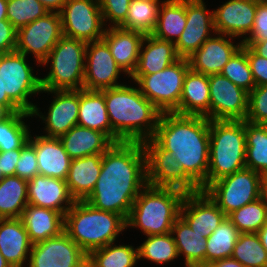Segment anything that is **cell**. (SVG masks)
I'll return each mask as SVG.
<instances>
[{
  "label": "cell",
  "mask_w": 267,
  "mask_h": 267,
  "mask_svg": "<svg viewBox=\"0 0 267 267\" xmlns=\"http://www.w3.org/2000/svg\"><path fill=\"white\" fill-rule=\"evenodd\" d=\"M146 185V155L142 142H117L102 154L100 175L84 201L127 220L133 202Z\"/></svg>",
  "instance_id": "6da1fadb"
},
{
  "label": "cell",
  "mask_w": 267,
  "mask_h": 267,
  "mask_svg": "<svg viewBox=\"0 0 267 267\" xmlns=\"http://www.w3.org/2000/svg\"><path fill=\"white\" fill-rule=\"evenodd\" d=\"M153 139L174 153L183 171L200 187L207 188L209 119L203 116L161 113Z\"/></svg>",
  "instance_id": "7a4b0ae2"
},
{
  "label": "cell",
  "mask_w": 267,
  "mask_h": 267,
  "mask_svg": "<svg viewBox=\"0 0 267 267\" xmlns=\"http://www.w3.org/2000/svg\"><path fill=\"white\" fill-rule=\"evenodd\" d=\"M111 123V140L144 142L153 138L161 112L138 87L120 85L101 90Z\"/></svg>",
  "instance_id": "3957f363"
},
{
  "label": "cell",
  "mask_w": 267,
  "mask_h": 267,
  "mask_svg": "<svg viewBox=\"0 0 267 267\" xmlns=\"http://www.w3.org/2000/svg\"><path fill=\"white\" fill-rule=\"evenodd\" d=\"M125 229L126 220L121 215L98 210L86 201H75L64 215V232L87 255L116 242Z\"/></svg>",
  "instance_id": "277c9868"
},
{
  "label": "cell",
  "mask_w": 267,
  "mask_h": 267,
  "mask_svg": "<svg viewBox=\"0 0 267 267\" xmlns=\"http://www.w3.org/2000/svg\"><path fill=\"white\" fill-rule=\"evenodd\" d=\"M185 194L177 188L147 184L133 202L126 228H140L146 236L171 232Z\"/></svg>",
  "instance_id": "5b68a950"
},
{
  "label": "cell",
  "mask_w": 267,
  "mask_h": 267,
  "mask_svg": "<svg viewBox=\"0 0 267 267\" xmlns=\"http://www.w3.org/2000/svg\"><path fill=\"white\" fill-rule=\"evenodd\" d=\"M209 166L207 187L245 166V120H209Z\"/></svg>",
  "instance_id": "8992f818"
},
{
  "label": "cell",
  "mask_w": 267,
  "mask_h": 267,
  "mask_svg": "<svg viewBox=\"0 0 267 267\" xmlns=\"http://www.w3.org/2000/svg\"><path fill=\"white\" fill-rule=\"evenodd\" d=\"M86 45L82 40L63 36L42 62L50 64L41 78L42 90H81L84 86Z\"/></svg>",
  "instance_id": "52a82bcc"
},
{
  "label": "cell",
  "mask_w": 267,
  "mask_h": 267,
  "mask_svg": "<svg viewBox=\"0 0 267 267\" xmlns=\"http://www.w3.org/2000/svg\"><path fill=\"white\" fill-rule=\"evenodd\" d=\"M189 69L188 60L180 58L157 73L132 74L130 79L161 113L179 114L182 87Z\"/></svg>",
  "instance_id": "ba28073f"
},
{
  "label": "cell",
  "mask_w": 267,
  "mask_h": 267,
  "mask_svg": "<svg viewBox=\"0 0 267 267\" xmlns=\"http://www.w3.org/2000/svg\"><path fill=\"white\" fill-rule=\"evenodd\" d=\"M264 176L244 168L212 182L204 191L226 214L262 197Z\"/></svg>",
  "instance_id": "9c48e42d"
},
{
  "label": "cell",
  "mask_w": 267,
  "mask_h": 267,
  "mask_svg": "<svg viewBox=\"0 0 267 267\" xmlns=\"http://www.w3.org/2000/svg\"><path fill=\"white\" fill-rule=\"evenodd\" d=\"M28 57L17 51L0 56V77L3 79L7 96L22 110L32 113L37 106L28 98L41 93V77L34 75V69L27 64Z\"/></svg>",
  "instance_id": "30bf717a"
},
{
  "label": "cell",
  "mask_w": 267,
  "mask_h": 267,
  "mask_svg": "<svg viewBox=\"0 0 267 267\" xmlns=\"http://www.w3.org/2000/svg\"><path fill=\"white\" fill-rule=\"evenodd\" d=\"M142 144L146 155L147 184L173 187L185 193L200 191V187L183 171L174 153L164 150L153 138Z\"/></svg>",
  "instance_id": "8fae6325"
},
{
  "label": "cell",
  "mask_w": 267,
  "mask_h": 267,
  "mask_svg": "<svg viewBox=\"0 0 267 267\" xmlns=\"http://www.w3.org/2000/svg\"><path fill=\"white\" fill-rule=\"evenodd\" d=\"M59 13L63 36L86 43L103 38L106 28L98 0H67Z\"/></svg>",
  "instance_id": "7c38bea8"
},
{
  "label": "cell",
  "mask_w": 267,
  "mask_h": 267,
  "mask_svg": "<svg viewBox=\"0 0 267 267\" xmlns=\"http://www.w3.org/2000/svg\"><path fill=\"white\" fill-rule=\"evenodd\" d=\"M62 37L60 13L48 12L17 30L15 51L25 56L32 54L40 66Z\"/></svg>",
  "instance_id": "4fadbf2b"
},
{
  "label": "cell",
  "mask_w": 267,
  "mask_h": 267,
  "mask_svg": "<svg viewBox=\"0 0 267 267\" xmlns=\"http://www.w3.org/2000/svg\"><path fill=\"white\" fill-rule=\"evenodd\" d=\"M209 120H245L248 92L221 74L209 75Z\"/></svg>",
  "instance_id": "5bb4252c"
},
{
  "label": "cell",
  "mask_w": 267,
  "mask_h": 267,
  "mask_svg": "<svg viewBox=\"0 0 267 267\" xmlns=\"http://www.w3.org/2000/svg\"><path fill=\"white\" fill-rule=\"evenodd\" d=\"M88 255L64 231L32 245L29 267H87Z\"/></svg>",
  "instance_id": "9a60e30c"
},
{
  "label": "cell",
  "mask_w": 267,
  "mask_h": 267,
  "mask_svg": "<svg viewBox=\"0 0 267 267\" xmlns=\"http://www.w3.org/2000/svg\"><path fill=\"white\" fill-rule=\"evenodd\" d=\"M121 72L124 73L102 39L87 43L84 89L101 91L120 86L122 83L117 80Z\"/></svg>",
  "instance_id": "2e32d148"
},
{
  "label": "cell",
  "mask_w": 267,
  "mask_h": 267,
  "mask_svg": "<svg viewBox=\"0 0 267 267\" xmlns=\"http://www.w3.org/2000/svg\"><path fill=\"white\" fill-rule=\"evenodd\" d=\"M43 92L54 94L47 115H43L37 106L31 114L45 123V136L60 138L78 125L79 90H41Z\"/></svg>",
  "instance_id": "e0dca14e"
},
{
  "label": "cell",
  "mask_w": 267,
  "mask_h": 267,
  "mask_svg": "<svg viewBox=\"0 0 267 267\" xmlns=\"http://www.w3.org/2000/svg\"><path fill=\"white\" fill-rule=\"evenodd\" d=\"M211 32L215 34L213 10L209 12L204 0H186V25L175 43L178 56L190 57L212 36Z\"/></svg>",
  "instance_id": "ac0fdd59"
},
{
  "label": "cell",
  "mask_w": 267,
  "mask_h": 267,
  "mask_svg": "<svg viewBox=\"0 0 267 267\" xmlns=\"http://www.w3.org/2000/svg\"><path fill=\"white\" fill-rule=\"evenodd\" d=\"M259 0H228L213 10L215 33L230 37L249 36L254 24L256 7Z\"/></svg>",
  "instance_id": "d6986e66"
},
{
  "label": "cell",
  "mask_w": 267,
  "mask_h": 267,
  "mask_svg": "<svg viewBox=\"0 0 267 267\" xmlns=\"http://www.w3.org/2000/svg\"><path fill=\"white\" fill-rule=\"evenodd\" d=\"M180 216L193 231L209 237L227 215L205 191L186 193L180 208Z\"/></svg>",
  "instance_id": "ffe728a7"
},
{
  "label": "cell",
  "mask_w": 267,
  "mask_h": 267,
  "mask_svg": "<svg viewBox=\"0 0 267 267\" xmlns=\"http://www.w3.org/2000/svg\"><path fill=\"white\" fill-rule=\"evenodd\" d=\"M233 38L219 33L212 35L187 58L190 69L205 75L220 74L232 55L242 46V42L235 45Z\"/></svg>",
  "instance_id": "44dd1931"
},
{
  "label": "cell",
  "mask_w": 267,
  "mask_h": 267,
  "mask_svg": "<svg viewBox=\"0 0 267 267\" xmlns=\"http://www.w3.org/2000/svg\"><path fill=\"white\" fill-rule=\"evenodd\" d=\"M27 191L28 204L52 209L63 215L75 202L69 193L66 180L36 175L28 181Z\"/></svg>",
  "instance_id": "7402d4cb"
},
{
  "label": "cell",
  "mask_w": 267,
  "mask_h": 267,
  "mask_svg": "<svg viewBox=\"0 0 267 267\" xmlns=\"http://www.w3.org/2000/svg\"><path fill=\"white\" fill-rule=\"evenodd\" d=\"M28 142L35 148L39 175L66 180L72 159L60 139L30 133Z\"/></svg>",
  "instance_id": "603a6c76"
},
{
  "label": "cell",
  "mask_w": 267,
  "mask_h": 267,
  "mask_svg": "<svg viewBox=\"0 0 267 267\" xmlns=\"http://www.w3.org/2000/svg\"><path fill=\"white\" fill-rule=\"evenodd\" d=\"M144 34L121 27H107L102 40L108 45L117 65L128 78L133 74L139 58V50Z\"/></svg>",
  "instance_id": "cb8c5ba5"
},
{
  "label": "cell",
  "mask_w": 267,
  "mask_h": 267,
  "mask_svg": "<svg viewBox=\"0 0 267 267\" xmlns=\"http://www.w3.org/2000/svg\"><path fill=\"white\" fill-rule=\"evenodd\" d=\"M32 245L21 218L0 219V252L11 267L29 261Z\"/></svg>",
  "instance_id": "d4e9b609"
},
{
  "label": "cell",
  "mask_w": 267,
  "mask_h": 267,
  "mask_svg": "<svg viewBox=\"0 0 267 267\" xmlns=\"http://www.w3.org/2000/svg\"><path fill=\"white\" fill-rule=\"evenodd\" d=\"M146 44V45H145ZM175 43L145 35L139 50V58L133 74H154L179 60Z\"/></svg>",
  "instance_id": "484cf974"
},
{
  "label": "cell",
  "mask_w": 267,
  "mask_h": 267,
  "mask_svg": "<svg viewBox=\"0 0 267 267\" xmlns=\"http://www.w3.org/2000/svg\"><path fill=\"white\" fill-rule=\"evenodd\" d=\"M21 219L32 244L56 237L64 231V215L52 209L28 204Z\"/></svg>",
  "instance_id": "4316f807"
},
{
  "label": "cell",
  "mask_w": 267,
  "mask_h": 267,
  "mask_svg": "<svg viewBox=\"0 0 267 267\" xmlns=\"http://www.w3.org/2000/svg\"><path fill=\"white\" fill-rule=\"evenodd\" d=\"M101 166L102 154L72 159L66 183L75 201H84L92 193Z\"/></svg>",
  "instance_id": "83f0119b"
},
{
  "label": "cell",
  "mask_w": 267,
  "mask_h": 267,
  "mask_svg": "<svg viewBox=\"0 0 267 267\" xmlns=\"http://www.w3.org/2000/svg\"><path fill=\"white\" fill-rule=\"evenodd\" d=\"M59 139L71 159L104 154L114 144L105 133L79 125Z\"/></svg>",
  "instance_id": "f1b7e54d"
},
{
  "label": "cell",
  "mask_w": 267,
  "mask_h": 267,
  "mask_svg": "<svg viewBox=\"0 0 267 267\" xmlns=\"http://www.w3.org/2000/svg\"><path fill=\"white\" fill-rule=\"evenodd\" d=\"M209 105V75L189 69L184 78L179 114L203 116L209 119Z\"/></svg>",
  "instance_id": "f546056e"
},
{
  "label": "cell",
  "mask_w": 267,
  "mask_h": 267,
  "mask_svg": "<svg viewBox=\"0 0 267 267\" xmlns=\"http://www.w3.org/2000/svg\"><path fill=\"white\" fill-rule=\"evenodd\" d=\"M78 125L103 132L111 139V123L102 91L79 90Z\"/></svg>",
  "instance_id": "4dcf8cb0"
},
{
  "label": "cell",
  "mask_w": 267,
  "mask_h": 267,
  "mask_svg": "<svg viewBox=\"0 0 267 267\" xmlns=\"http://www.w3.org/2000/svg\"><path fill=\"white\" fill-rule=\"evenodd\" d=\"M171 234L177 246L178 255L184 256L185 267L206 265L207 237L193 231L181 216L175 220Z\"/></svg>",
  "instance_id": "1f68e13d"
},
{
  "label": "cell",
  "mask_w": 267,
  "mask_h": 267,
  "mask_svg": "<svg viewBox=\"0 0 267 267\" xmlns=\"http://www.w3.org/2000/svg\"><path fill=\"white\" fill-rule=\"evenodd\" d=\"M186 25V0H168L161 4L157 25L151 34L155 38L176 43Z\"/></svg>",
  "instance_id": "d6a6232c"
},
{
  "label": "cell",
  "mask_w": 267,
  "mask_h": 267,
  "mask_svg": "<svg viewBox=\"0 0 267 267\" xmlns=\"http://www.w3.org/2000/svg\"><path fill=\"white\" fill-rule=\"evenodd\" d=\"M28 181L16 175L0 180V219L21 218L28 205Z\"/></svg>",
  "instance_id": "836d02e7"
},
{
  "label": "cell",
  "mask_w": 267,
  "mask_h": 267,
  "mask_svg": "<svg viewBox=\"0 0 267 267\" xmlns=\"http://www.w3.org/2000/svg\"><path fill=\"white\" fill-rule=\"evenodd\" d=\"M246 154L245 166L267 176V125L245 120Z\"/></svg>",
  "instance_id": "e575fe53"
},
{
  "label": "cell",
  "mask_w": 267,
  "mask_h": 267,
  "mask_svg": "<svg viewBox=\"0 0 267 267\" xmlns=\"http://www.w3.org/2000/svg\"><path fill=\"white\" fill-rule=\"evenodd\" d=\"M137 261L138 247L113 242L92 250L88 254L87 267H134Z\"/></svg>",
  "instance_id": "d590c367"
},
{
  "label": "cell",
  "mask_w": 267,
  "mask_h": 267,
  "mask_svg": "<svg viewBox=\"0 0 267 267\" xmlns=\"http://www.w3.org/2000/svg\"><path fill=\"white\" fill-rule=\"evenodd\" d=\"M27 117L33 118L31 113L20 111L0 120V151L20 149L28 141L31 131L24 122Z\"/></svg>",
  "instance_id": "8d00e7d4"
},
{
  "label": "cell",
  "mask_w": 267,
  "mask_h": 267,
  "mask_svg": "<svg viewBox=\"0 0 267 267\" xmlns=\"http://www.w3.org/2000/svg\"><path fill=\"white\" fill-rule=\"evenodd\" d=\"M161 4L131 0L126 19L118 27L151 35L157 25Z\"/></svg>",
  "instance_id": "74e56055"
},
{
  "label": "cell",
  "mask_w": 267,
  "mask_h": 267,
  "mask_svg": "<svg viewBox=\"0 0 267 267\" xmlns=\"http://www.w3.org/2000/svg\"><path fill=\"white\" fill-rule=\"evenodd\" d=\"M239 231L226 217L207 237L206 265L232 256Z\"/></svg>",
  "instance_id": "f35d334b"
},
{
  "label": "cell",
  "mask_w": 267,
  "mask_h": 267,
  "mask_svg": "<svg viewBox=\"0 0 267 267\" xmlns=\"http://www.w3.org/2000/svg\"><path fill=\"white\" fill-rule=\"evenodd\" d=\"M138 247V260L147 259L157 265L168 264L179 257L177 246L171 232L149 235Z\"/></svg>",
  "instance_id": "ab89813d"
},
{
  "label": "cell",
  "mask_w": 267,
  "mask_h": 267,
  "mask_svg": "<svg viewBox=\"0 0 267 267\" xmlns=\"http://www.w3.org/2000/svg\"><path fill=\"white\" fill-rule=\"evenodd\" d=\"M227 218L239 233H257L267 222V205L263 197L232 211Z\"/></svg>",
  "instance_id": "60d3db41"
},
{
  "label": "cell",
  "mask_w": 267,
  "mask_h": 267,
  "mask_svg": "<svg viewBox=\"0 0 267 267\" xmlns=\"http://www.w3.org/2000/svg\"><path fill=\"white\" fill-rule=\"evenodd\" d=\"M231 257L245 267H267V252L257 233H239Z\"/></svg>",
  "instance_id": "b9f144b4"
},
{
  "label": "cell",
  "mask_w": 267,
  "mask_h": 267,
  "mask_svg": "<svg viewBox=\"0 0 267 267\" xmlns=\"http://www.w3.org/2000/svg\"><path fill=\"white\" fill-rule=\"evenodd\" d=\"M220 74L248 93L255 87L247 59L246 44H242L232 55Z\"/></svg>",
  "instance_id": "7bdbcfd3"
},
{
  "label": "cell",
  "mask_w": 267,
  "mask_h": 267,
  "mask_svg": "<svg viewBox=\"0 0 267 267\" xmlns=\"http://www.w3.org/2000/svg\"><path fill=\"white\" fill-rule=\"evenodd\" d=\"M48 12L39 0H7V19L16 30Z\"/></svg>",
  "instance_id": "ee69618b"
},
{
  "label": "cell",
  "mask_w": 267,
  "mask_h": 267,
  "mask_svg": "<svg viewBox=\"0 0 267 267\" xmlns=\"http://www.w3.org/2000/svg\"><path fill=\"white\" fill-rule=\"evenodd\" d=\"M246 121L267 125V85L255 86L248 93Z\"/></svg>",
  "instance_id": "f6af8a7d"
},
{
  "label": "cell",
  "mask_w": 267,
  "mask_h": 267,
  "mask_svg": "<svg viewBox=\"0 0 267 267\" xmlns=\"http://www.w3.org/2000/svg\"><path fill=\"white\" fill-rule=\"evenodd\" d=\"M102 12L104 25L111 22L108 27H118L125 19L128 13V7L131 0H98Z\"/></svg>",
  "instance_id": "bcb514c9"
},
{
  "label": "cell",
  "mask_w": 267,
  "mask_h": 267,
  "mask_svg": "<svg viewBox=\"0 0 267 267\" xmlns=\"http://www.w3.org/2000/svg\"><path fill=\"white\" fill-rule=\"evenodd\" d=\"M15 175L27 181L39 175L36 151L28 141L21 147L20 158L15 167Z\"/></svg>",
  "instance_id": "7dc6e473"
},
{
  "label": "cell",
  "mask_w": 267,
  "mask_h": 267,
  "mask_svg": "<svg viewBox=\"0 0 267 267\" xmlns=\"http://www.w3.org/2000/svg\"><path fill=\"white\" fill-rule=\"evenodd\" d=\"M265 40H267V0L258 1L252 31L242 44Z\"/></svg>",
  "instance_id": "c3c4849f"
},
{
  "label": "cell",
  "mask_w": 267,
  "mask_h": 267,
  "mask_svg": "<svg viewBox=\"0 0 267 267\" xmlns=\"http://www.w3.org/2000/svg\"><path fill=\"white\" fill-rule=\"evenodd\" d=\"M246 54L255 86L267 85V58L259 56L247 45Z\"/></svg>",
  "instance_id": "681fc988"
},
{
  "label": "cell",
  "mask_w": 267,
  "mask_h": 267,
  "mask_svg": "<svg viewBox=\"0 0 267 267\" xmlns=\"http://www.w3.org/2000/svg\"><path fill=\"white\" fill-rule=\"evenodd\" d=\"M17 30L8 19L0 20V53L15 51Z\"/></svg>",
  "instance_id": "f907efd6"
},
{
  "label": "cell",
  "mask_w": 267,
  "mask_h": 267,
  "mask_svg": "<svg viewBox=\"0 0 267 267\" xmlns=\"http://www.w3.org/2000/svg\"><path fill=\"white\" fill-rule=\"evenodd\" d=\"M20 149L0 151V170L4 176L15 175L16 163L20 158Z\"/></svg>",
  "instance_id": "816d5d0a"
},
{
  "label": "cell",
  "mask_w": 267,
  "mask_h": 267,
  "mask_svg": "<svg viewBox=\"0 0 267 267\" xmlns=\"http://www.w3.org/2000/svg\"><path fill=\"white\" fill-rule=\"evenodd\" d=\"M0 105L4 107L9 113L22 111L6 94L4 91L3 79L0 77Z\"/></svg>",
  "instance_id": "f5cc1de1"
},
{
  "label": "cell",
  "mask_w": 267,
  "mask_h": 267,
  "mask_svg": "<svg viewBox=\"0 0 267 267\" xmlns=\"http://www.w3.org/2000/svg\"><path fill=\"white\" fill-rule=\"evenodd\" d=\"M49 12H60L67 0H39Z\"/></svg>",
  "instance_id": "db71d44e"
},
{
  "label": "cell",
  "mask_w": 267,
  "mask_h": 267,
  "mask_svg": "<svg viewBox=\"0 0 267 267\" xmlns=\"http://www.w3.org/2000/svg\"><path fill=\"white\" fill-rule=\"evenodd\" d=\"M246 45L249 46L259 56L267 58V40L259 42H247Z\"/></svg>",
  "instance_id": "11a10c76"
},
{
  "label": "cell",
  "mask_w": 267,
  "mask_h": 267,
  "mask_svg": "<svg viewBox=\"0 0 267 267\" xmlns=\"http://www.w3.org/2000/svg\"><path fill=\"white\" fill-rule=\"evenodd\" d=\"M209 267H245L236 259L232 257L224 258L209 264Z\"/></svg>",
  "instance_id": "9f6ffc18"
},
{
  "label": "cell",
  "mask_w": 267,
  "mask_h": 267,
  "mask_svg": "<svg viewBox=\"0 0 267 267\" xmlns=\"http://www.w3.org/2000/svg\"><path fill=\"white\" fill-rule=\"evenodd\" d=\"M259 236L260 242L264 249L267 252V222L261 227V229L257 232Z\"/></svg>",
  "instance_id": "6f0895ef"
},
{
  "label": "cell",
  "mask_w": 267,
  "mask_h": 267,
  "mask_svg": "<svg viewBox=\"0 0 267 267\" xmlns=\"http://www.w3.org/2000/svg\"><path fill=\"white\" fill-rule=\"evenodd\" d=\"M7 19V0H0V20Z\"/></svg>",
  "instance_id": "680465c9"
},
{
  "label": "cell",
  "mask_w": 267,
  "mask_h": 267,
  "mask_svg": "<svg viewBox=\"0 0 267 267\" xmlns=\"http://www.w3.org/2000/svg\"><path fill=\"white\" fill-rule=\"evenodd\" d=\"M262 197L264 198L266 205H267V176H264V179H263Z\"/></svg>",
  "instance_id": "91938a15"
},
{
  "label": "cell",
  "mask_w": 267,
  "mask_h": 267,
  "mask_svg": "<svg viewBox=\"0 0 267 267\" xmlns=\"http://www.w3.org/2000/svg\"><path fill=\"white\" fill-rule=\"evenodd\" d=\"M0 267H11L0 252Z\"/></svg>",
  "instance_id": "94428289"
},
{
  "label": "cell",
  "mask_w": 267,
  "mask_h": 267,
  "mask_svg": "<svg viewBox=\"0 0 267 267\" xmlns=\"http://www.w3.org/2000/svg\"><path fill=\"white\" fill-rule=\"evenodd\" d=\"M9 114V112L0 105V120H2L4 117H6Z\"/></svg>",
  "instance_id": "6125c7cd"
},
{
  "label": "cell",
  "mask_w": 267,
  "mask_h": 267,
  "mask_svg": "<svg viewBox=\"0 0 267 267\" xmlns=\"http://www.w3.org/2000/svg\"><path fill=\"white\" fill-rule=\"evenodd\" d=\"M140 1H144V2H150V3H165V2H167L168 0H162V1H160V0H140Z\"/></svg>",
  "instance_id": "be15d7a7"
},
{
  "label": "cell",
  "mask_w": 267,
  "mask_h": 267,
  "mask_svg": "<svg viewBox=\"0 0 267 267\" xmlns=\"http://www.w3.org/2000/svg\"><path fill=\"white\" fill-rule=\"evenodd\" d=\"M187 267H209V265H192Z\"/></svg>",
  "instance_id": "e7e4bbea"
},
{
  "label": "cell",
  "mask_w": 267,
  "mask_h": 267,
  "mask_svg": "<svg viewBox=\"0 0 267 267\" xmlns=\"http://www.w3.org/2000/svg\"><path fill=\"white\" fill-rule=\"evenodd\" d=\"M4 177L2 171L0 170V180Z\"/></svg>",
  "instance_id": "03108f58"
}]
</instances>
